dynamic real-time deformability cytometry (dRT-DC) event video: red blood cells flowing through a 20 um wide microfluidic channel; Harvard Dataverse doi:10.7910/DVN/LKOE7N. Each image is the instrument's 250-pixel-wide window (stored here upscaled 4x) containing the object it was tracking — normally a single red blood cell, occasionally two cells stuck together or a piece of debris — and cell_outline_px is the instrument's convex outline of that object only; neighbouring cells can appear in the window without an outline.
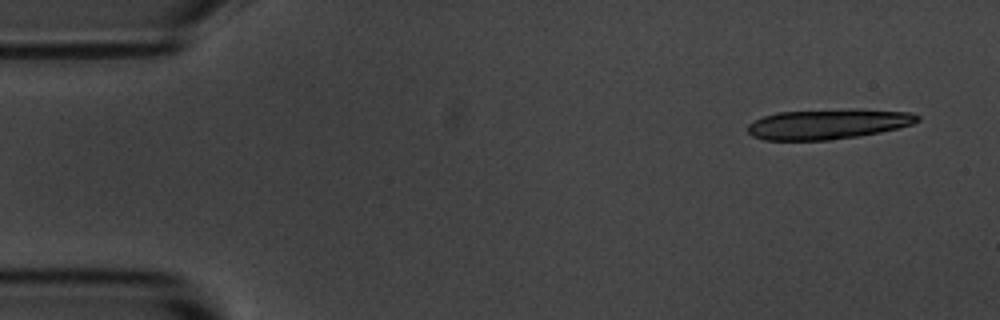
{"species": "common noctule bat (a hibernating species)", "species_latin": "Nyctalus noctula", "temperature_condition": "room temperature", "stored_images_in_passage": 5, "camera_frame_rate_fps": 3000, "um_per_image_px": 0.085, "animal": {"sex": "male", "body_mass_g": 20.1, "forearm_length_mm": 53.5}, "frame": {"image": 1, "passage_image": 1, "time_ms": 0.0, "image_size_px": [1000, 320], "cell_outline_px": [[920, 120], [912, 124], [880, 132], [856, 136], [828, 140], [764, 140], [752, 136], [748, 132], [748, 124], [764, 116], [776, 112], [856, 108], [912, 112], [920, 116]], "centroid_in_image_um": [70.4, 10.53], "position_along_channel_um": 14.6, "area_um2": 29.94}}